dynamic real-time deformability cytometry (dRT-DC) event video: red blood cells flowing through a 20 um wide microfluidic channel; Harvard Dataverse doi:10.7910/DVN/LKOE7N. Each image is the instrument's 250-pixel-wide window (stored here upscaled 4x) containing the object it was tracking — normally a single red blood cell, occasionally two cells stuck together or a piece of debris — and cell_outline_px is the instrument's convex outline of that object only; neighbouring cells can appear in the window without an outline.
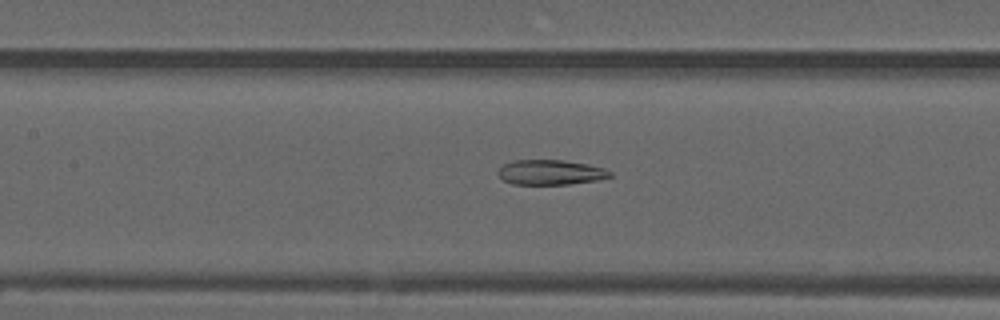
{"species": "common noctule bat (a hibernating species)", "species_latin": "Nyctalus noctula", "temperature_condition": "warm", "stored_images_in_passage": 34, "camera_frame_rate_fps": 3000, "um_per_image_px": 0.085, "animal": {"sex": "male", "forearm_length_mm": 52.5}, "frame": {"image": 1, "passage_image": 12, "time_ms": 3.667, "image_size_px": [1000, 320], "cell_outline_px": [[612, 176], [600, 180], [568, 184], [512, 184], [504, 180], [496, 172], [504, 164], [512, 160], [560, 160], [588, 164], [604, 168], [612, 172]], "centroid_in_image_um": [46.81, 14.65], "position_along_channel_um": 160.6, "area_um2": 16.3}}
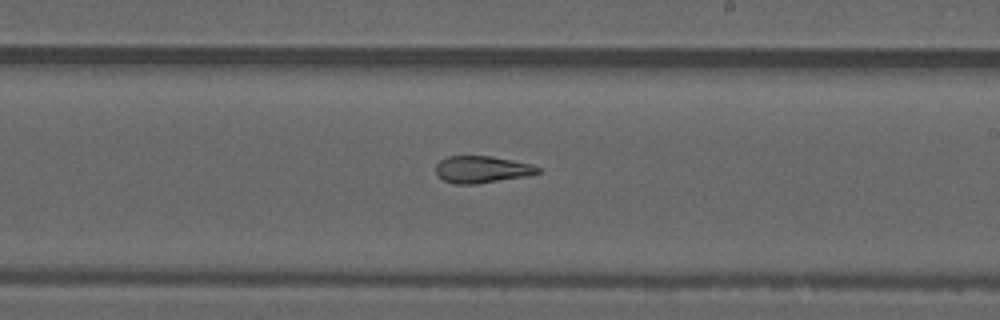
{"frame": {"image": 2, "passage_image": 19, "time_ms": 6.0, "image_size_px": [1000, 320], "cell_outline_px": [[540, 172], [524, 176], [476, 184], [452, 184], [444, 180], [436, 172], [436, 164], [440, 160], [448, 156], [492, 156], [532, 164], [540, 168]], "centroid_in_image_um": [40.94, 14.39], "position_along_channel_um": 248.1, "area_um2": 15.9}}
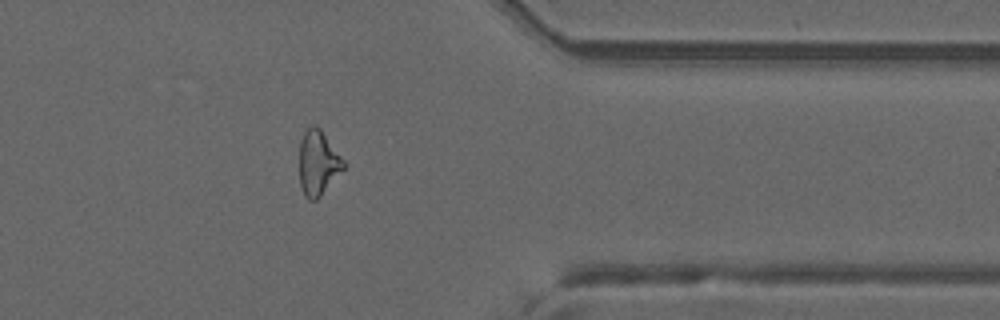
{"frame": {"image": 3, "passage_image": 31, "time_ms": 10.0, "image_size_px": [1000, 320], "cell_outline_px": [[348, 164], [320, 196], [316, 200], [308, 200], [304, 196], [300, 184], [300, 140], [304, 132], [312, 124], [316, 124], [320, 128]], "centroid_in_image_um": [27.05, 13.83], "position_along_channel_um": 384.4, "area_um2": 16.82}, "authors_computed_cell_mechanics": {"area_um2": 16.7909, "velocity_mm_per_s": 3.7715, "shape_relaxation_time_tau1_ms": null, "shape_relaxation_time_tau2_ms": 3.0199, "deformation_change_tau1": null, "deformation_change_tau2": 0.1268}}